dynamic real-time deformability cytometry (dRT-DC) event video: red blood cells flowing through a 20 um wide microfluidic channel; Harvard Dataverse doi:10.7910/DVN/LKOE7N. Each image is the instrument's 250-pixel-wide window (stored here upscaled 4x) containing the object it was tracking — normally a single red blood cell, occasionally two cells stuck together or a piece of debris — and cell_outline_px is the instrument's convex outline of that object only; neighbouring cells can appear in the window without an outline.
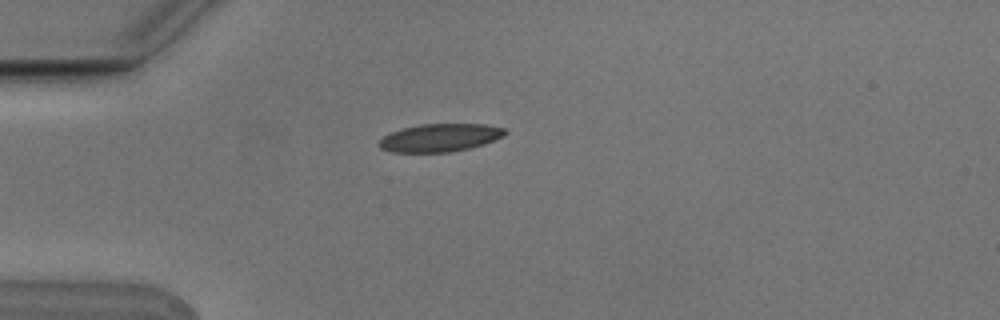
{"species": "Egyptian fruit bat (a non-hibernating species)", "species_latin": "Rousettus aegyptiacus", "temperature_condition": "cold", "stored_images_in_passage": 4, "camera_frame_rate_fps": 3000, "um_per_image_px": 0.085, "animal": {"sex": "male"}, "frame": {"image": 1, "passage_image": 1, "time_ms": 0.0, "image_size_px": [1000, 320], "cell_outline_px": [[508, 132], [504, 136], [484, 144], [468, 148], [448, 152], [392, 152], [380, 148], [376, 144], [388, 132], [420, 124], [484, 124], [504, 128]], "centroid_in_image_um": [37.37, 11.7], "position_along_channel_um": 47.6, "area_um2": 20.52}}
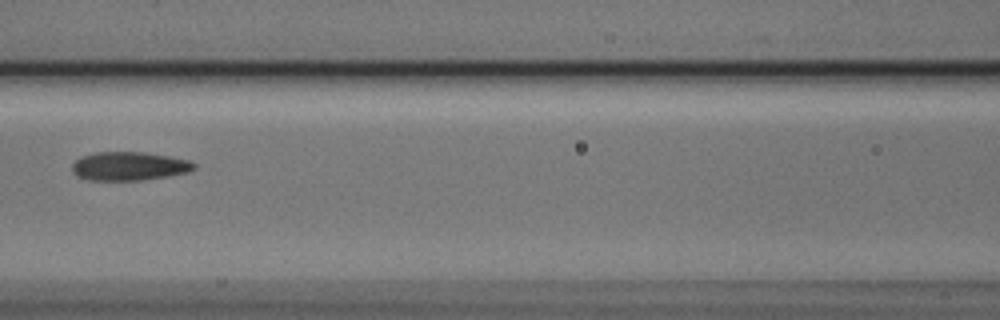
{"frame": {"image": 2, "passage_image": 4, "time_ms": 1.0, "image_size_px": [1000, 320], "cell_outline_px": [[196, 168], [188, 172], [168, 176], [140, 180], [88, 180], [76, 176], [72, 172], [72, 164], [80, 156], [96, 152], [144, 152], [168, 156], [188, 160], [196, 164]], "centroid_in_image_um": [10.95, 14.12], "position_along_channel_um": 155.7, "area_um2": 20.4}}